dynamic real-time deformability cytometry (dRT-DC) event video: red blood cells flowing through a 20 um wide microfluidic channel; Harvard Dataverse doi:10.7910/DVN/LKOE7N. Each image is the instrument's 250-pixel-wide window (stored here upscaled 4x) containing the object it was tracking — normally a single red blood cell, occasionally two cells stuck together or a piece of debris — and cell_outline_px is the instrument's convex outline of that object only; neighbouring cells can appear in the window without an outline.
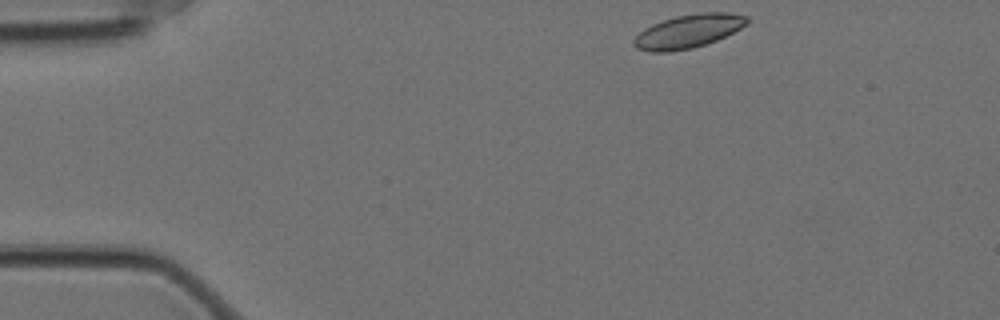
{"species": "Egyptian fruit bat (a non-hibernating species)", "species_latin": "Rousettus aegyptiacus", "temperature_condition": "cold", "stored_images_in_passage": 9, "camera_frame_rate_fps": 3000, "um_per_image_px": 0.085, "animal": {"sex": "female"}, "frame": {"image": 1, "passage_image": 1, "time_ms": 0.0, "image_size_px": [1000, 320], "cell_outline_px": [[748, 24], [716, 40], [692, 48], [668, 52], [652, 52], [636, 48], [632, 44], [632, 40], [644, 28], [652, 24], [676, 16], [700, 12], [728, 12], [748, 16]], "centroid_in_image_um": [58.49, 2.65], "position_along_channel_um": 26.5, "area_um2": 22.02}}